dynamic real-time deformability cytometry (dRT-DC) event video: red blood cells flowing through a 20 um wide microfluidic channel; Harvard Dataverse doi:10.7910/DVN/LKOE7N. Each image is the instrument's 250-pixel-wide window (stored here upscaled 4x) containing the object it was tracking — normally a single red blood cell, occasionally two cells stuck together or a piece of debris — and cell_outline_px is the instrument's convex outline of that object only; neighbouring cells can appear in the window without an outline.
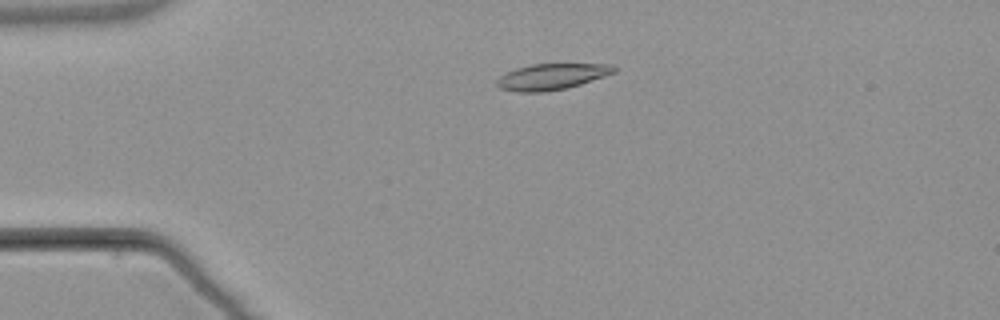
{"species": "common noctule bat (a hibernating species)", "species_latin": "Nyctalus noctula", "temperature_condition": "warm", "stored_images_in_passage": 50, "camera_frame_rate_fps": 3000, "um_per_image_px": 0.085, "animal": {"sex": "male", "body_mass_g": 21.5, "forearm_length_mm": 52.0}, "frame": {"image": 1, "passage_image": 9, "time_ms": 2.667, "image_size_px": [1000, 320], "cell_outline_px": [[616, 72], [568, 88], [544, 92], [520, 92], [500, 88], [496, 84], [496, 80], [500, 76], [516, 68], [532, 64], [612, 64], [616, 68]], "centroid_in_image_um": [46.9, 6.51], "position_along_channel_um": 38.1, "area_um2": 17.69}}
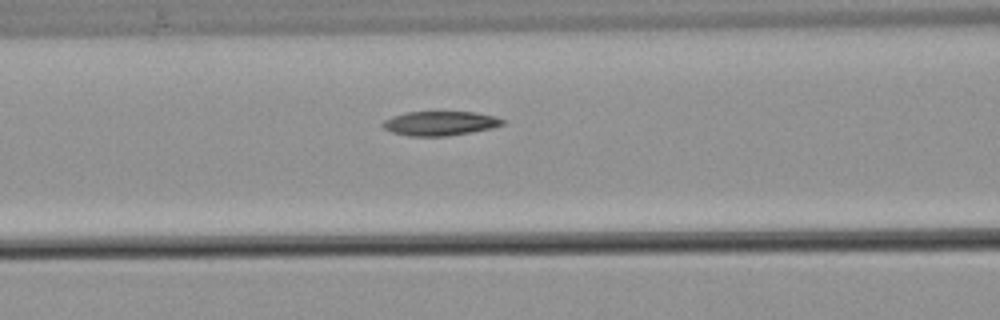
{"frame": {"image": 2, "passage_image": 19, "time_ms": 6.0, "image_size_px": [1000, 320], "cell_outline_px": [[504, 124], [492, 128], [472, 132], [448, 136], [408, 136], [392, 132], [384, 128], [380, 124], [384, 120], [392, 116], [404, 112], [476, 112], [496, 116], [504, 120]], "centroid_in_image_um": [37.39, 10.48], "position_along_channel_um": 129.2, "area_um2": 17.11}}
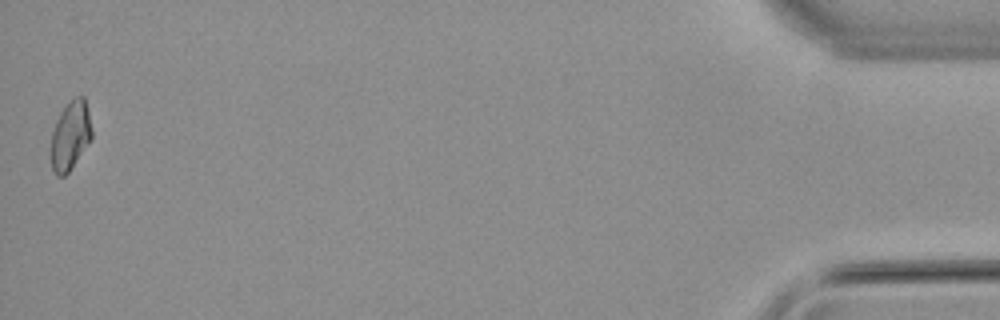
{"frame": {"image": 3, "passage_image": 50, "time_ms": 16.333, "image_size_px": [1000, 320], "cell_outline_px": [[92, 136], [68, 172], [64, 176], [56, 176], [52, 172], [52, 132], [56, 120], [60, 112], [76, 96], [84, 96], [92, 128]], "centroid_in_image_um": [5.97, 11.52], "position_along_channel_um": 429.2, "area_um2": 15.9}}